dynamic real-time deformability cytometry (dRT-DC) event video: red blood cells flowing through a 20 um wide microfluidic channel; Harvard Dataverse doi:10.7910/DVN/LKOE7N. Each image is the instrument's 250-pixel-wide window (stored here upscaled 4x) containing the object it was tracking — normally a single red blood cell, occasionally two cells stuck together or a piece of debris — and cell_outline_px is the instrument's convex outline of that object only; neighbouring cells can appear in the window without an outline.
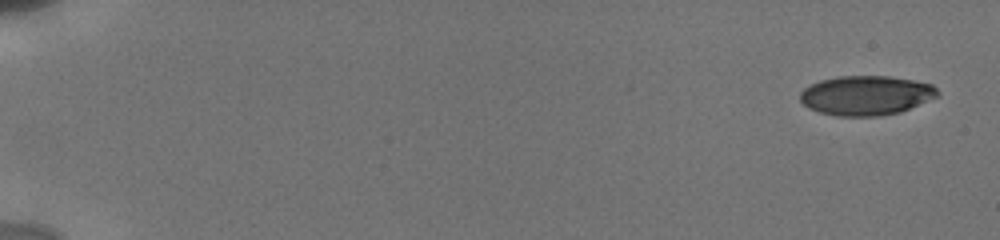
{"species": "human", "species_latin": "Homo sapiens", "temperature_condition": "cold", "stored_images_in_passage": 10, "camera_frame_rate_fps": 3000, "um_per_image_px": 0.085, "donor": {"sex": "male"}, "frame": {"image": 1, "passage_image": 1, "time_ms": 0.0, "image_size_px": [1000, 240], "cell_outline_px": [[940, 92], [936, 96], [900, 112], [880, 116], [836, 116], [820, 112], [808, 108], [800, 100], [800, 92], [804, 88], [820, 80], [840, 76], [888, 76], [912, 80], [932, 84]], "centroid_in_image_um": [73.58, 8.11], "position_along_channel_um": 11.4, "area_um2": 31.44}}
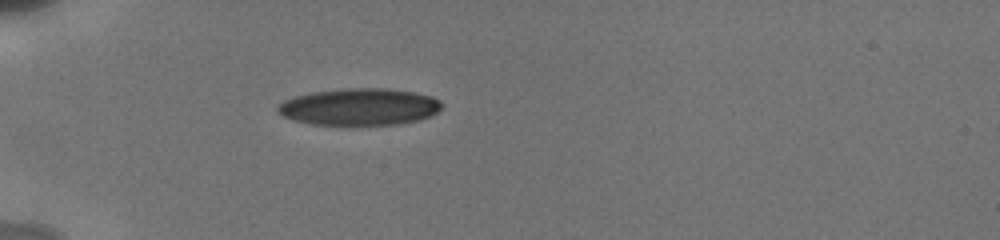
{"frame": {"image": 2, "passage_image": 9, "time_ms": 5.333, "image_size_px": [1000, 240], "cell_outline_px": [[444, 104], [436, 112], [420, 120], [400, 124], [312, 124], [292, 120], [276, 112], [276, 104], [284, 100], [296, 96], [312, 92], [344, 88], [388, 88], [412, 92], [432, 96], [440, 100]], "centroid_in_image_um": [30.53, 9.07], "position_along_channel_um": 54.5, "area_um2": 35.32}}